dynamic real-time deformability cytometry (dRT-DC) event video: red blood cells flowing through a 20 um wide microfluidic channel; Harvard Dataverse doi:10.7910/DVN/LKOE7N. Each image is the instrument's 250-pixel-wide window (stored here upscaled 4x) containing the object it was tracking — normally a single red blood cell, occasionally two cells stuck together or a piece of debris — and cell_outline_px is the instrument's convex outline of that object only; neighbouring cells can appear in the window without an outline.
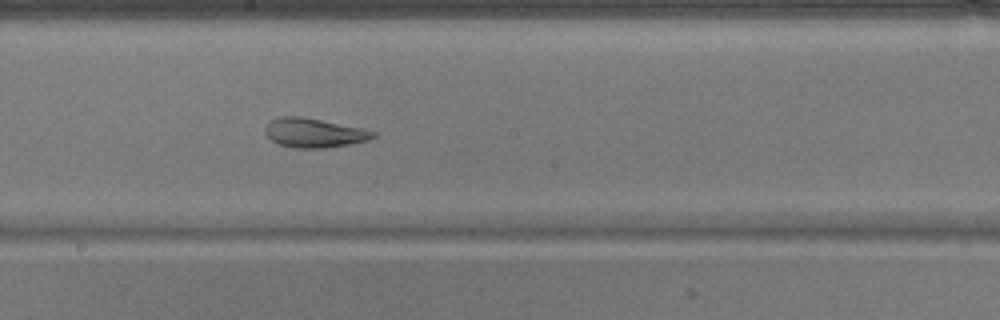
{"species": "common noctule bat (a hibernating species)", "species_latin": "Nyctalus noctula", "temperature_condition": "warm", "stored_images_in_passage": 52, "camera_frame_rate_fps": 3000, "um_per_image_px": 0.085, "animal": {"sex": "male", "body_mass_g": 17.9}, "frame": {"image": 1, "passage_image": 28, "time_ms": 9.0, "image_size_px": [1000, 320], "cell_outline_px": [[376, 136], [368, 140], [348, 144], [324, 148], [296, 148], [280, 144], [272, 140], [264, 132], [264, 128], [272, 120], [280, 116], [300, 116], [364, 128], [376, 132]], "centroid_in_image_um": [26.71, 11.29], "position_along_channel_um": 221.5, "area_um2": 18.26}}
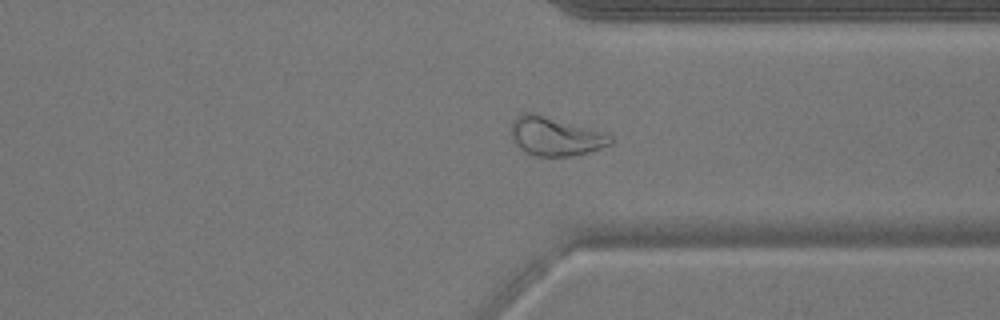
{"frame": {"image": 2, "passage_image": 39, "time_ms": 12.667, "image_size_px": [1000, 320], "cell_outline_px": [[612, 144], [600, 148], [568, 156], [532, 156], [524, 152], [512, 140], [512, 120], [516, 116], [524, 112], [536, 112], [604, 132], [612, 136]], "centroid_in_image_um": [47.16, 11.56], "position_along_channel_um": 364.2, "area_um2": 22.54}}
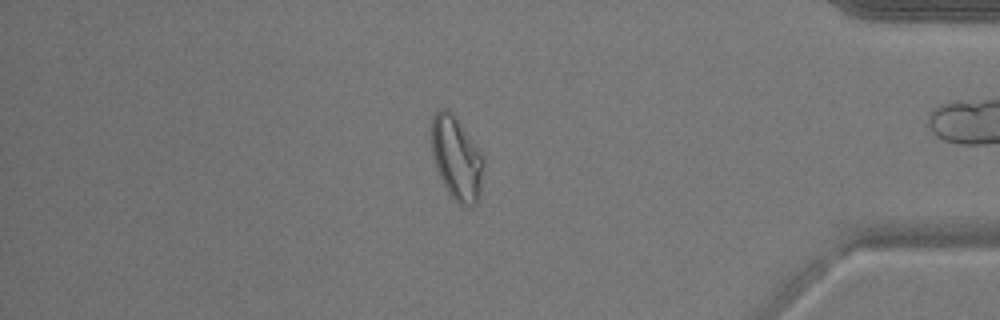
{"frame": {"image": 3, "passage_image": 44, "time_ms": 14.333, "image_size_px": [1000, 320], "cell_outline_px": [[484, 168], [480, 192], [476, 204], [460, 204], [448, 192], [436, 168], [428, 136], [432, 116], [440, 108], [448, 108], [452, 112], [484, 160]], "centroid_in_image_um": [38.75, 13.39], "position_along_channel_um": 396.5, "area_um2": 25.09}, "authors_computed_cell_mechanics": {"area_um2": 25.0274, "velocity_mm_per_s": 3.8903, "shape_relaxation_time_tau1_ms": null, "shape_relaxation_time_tau2_ms": 1.6292, "deformation_change_tau1": null, "deformation_change_tau2": 0.0706}}